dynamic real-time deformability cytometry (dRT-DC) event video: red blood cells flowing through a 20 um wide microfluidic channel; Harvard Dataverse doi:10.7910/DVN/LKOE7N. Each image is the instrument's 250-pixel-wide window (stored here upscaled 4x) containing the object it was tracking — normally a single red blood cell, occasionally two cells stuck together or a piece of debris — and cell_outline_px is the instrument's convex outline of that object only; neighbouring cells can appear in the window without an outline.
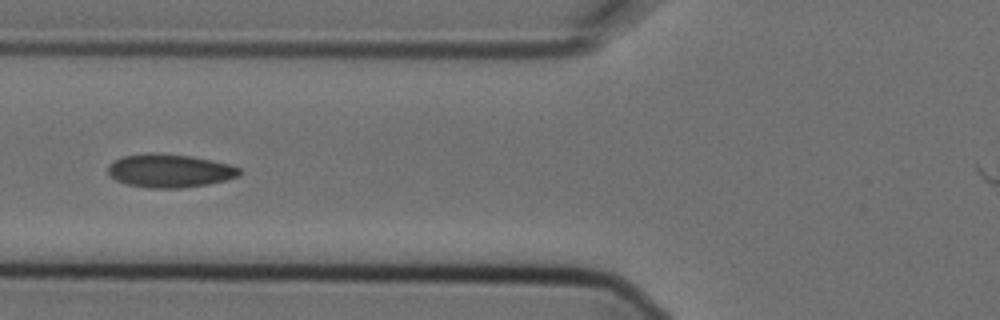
{"species": "Egyptian fruit bat (a non-hibernating species)", "species_latin": "Rousettus aegyptiacus", "temperature_condition": "cold", "stored_images_in_passage": 8, "camera_frame_rate_fps": 3000, "um_per_image_px": 0.085, "animal": {"sex": "female"}, "frame": {"image": 1, "passage_image": 6, "time_ms": 1.667, "image_size_px": [1000, 320], "cell_outline_px": [[240, 176], [208, 184], [180, 188], [148, 188], [128, 184], [116, 180], [108, 172], [108, 164], [112, 160], [124, 156], [144, 152], [156, 152], [192, 156], [212, 160], [228, 164], [240, 168]], "centroid_in_image_um": [14.39, 14.49], "position_along_channel_um": 111.4, "area_um2": 25.72}}
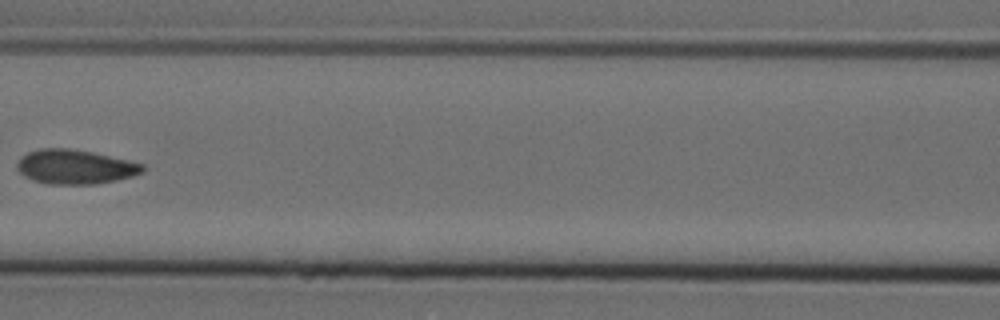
{"frame": {"image": 2, "passage_image": 7, "time_ms": 2.0, "image_size_px": [1000, 320], "cell_outline_px": [[144, 172], [132, 176], [116, 180], [96, 184], [48, 184], [32, 180], [24, 176], [16, 168], [16, 164], [20, 156], [28, 152], [40, 148], [68, 148], [92, 152], [144, 164]], "centroid_in_image_um": [6.35, 14.18], "position_along_channel_um": 160.3, "area_um2": 25.2}}
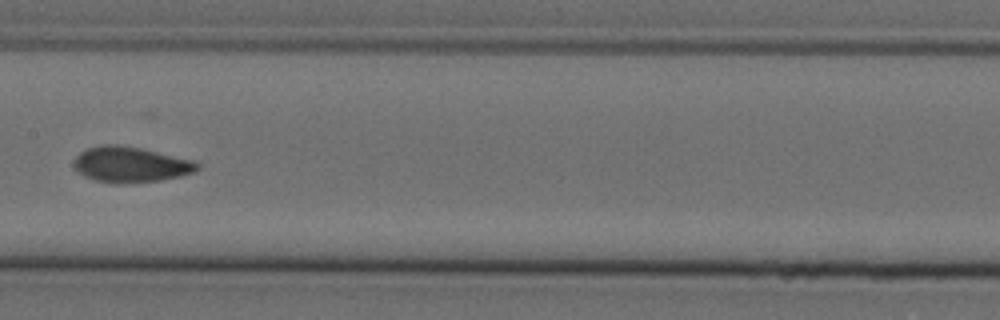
{"frame": {"image": 3, "passage_image": 8, "time_ms": 2.333, "image_size_px": [1000, 320], "cell_outline_px": [[200, 168], [196, 172], [180, 176], [160, 180], [120, 184], [116, 184], [96, 180], [84, 176], [72, 164], [76, 156], [84, 148], [100, 144], [116, 144], [140, 148], [192, 160], [200, 164]], "centroid_in_image_um": [11.08, 13.98], "position_along_channel_um": 196.3, "area_um2": 25.66}}